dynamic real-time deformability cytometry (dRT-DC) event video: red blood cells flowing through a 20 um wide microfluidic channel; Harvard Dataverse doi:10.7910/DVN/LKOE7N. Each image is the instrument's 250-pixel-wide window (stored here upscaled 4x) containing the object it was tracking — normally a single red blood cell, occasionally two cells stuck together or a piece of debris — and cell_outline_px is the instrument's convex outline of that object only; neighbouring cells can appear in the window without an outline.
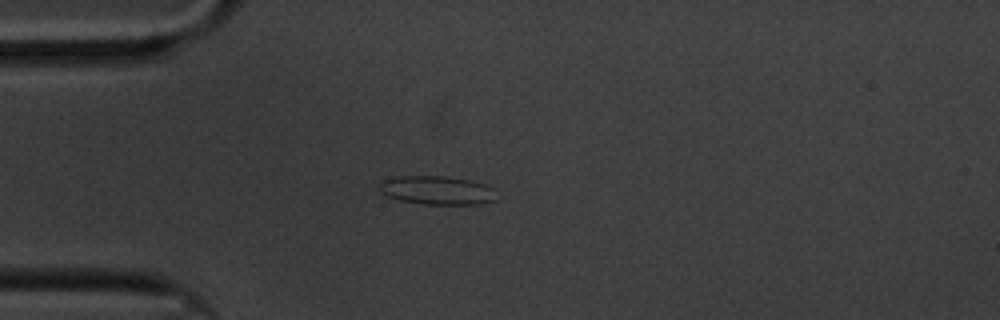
{"species": "common noctule bat (a hibernating species)", "species_latin": "Nyctalus noctula", "temperature_condition": "cold", "stored_images_in_passage": 45, "camera_frame_rate_fps": 3000, "um_per_image_px": 0.085, "animal": {"sex": "male", "body_mass_g": 20.1, "forearm_length_mm": 53.5}, "frame": {"image": 1, "passage_image": 1, "time_ms": 0.0, "image_size_px": [1000, 320], "cell_outline_px": [[496, 200], [480, 204], [424, 204], [400, 200], [388, 196], [380, 192], [380, 184], [384, 180], [396, 176], [448, 176], [468, 180], [484, 184], [492, 188]], "centroid_in_image_um": [37.14, 16.17], "position_along_channel_um": 47.9, "area_um2": 19.36}}
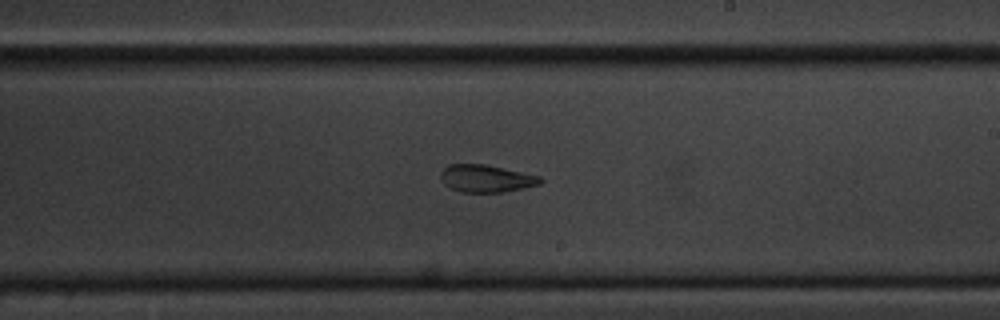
{"frame": {"image": 2, "passage_image": 20, "time_ms": 6.333, "image_size_px": [1000, 320], "cell_outline_px": [[544, 180], [540, 184], [524, 188], [500, 192], [460, 192], [444, 184], [440, 176], [440, 172], [448, 164], [484, 164], [540, 176]], "centroid_in_image_um": [41.31, 15.17], "position_along_channel_um": 247.7, "area_um2": 15.84}}
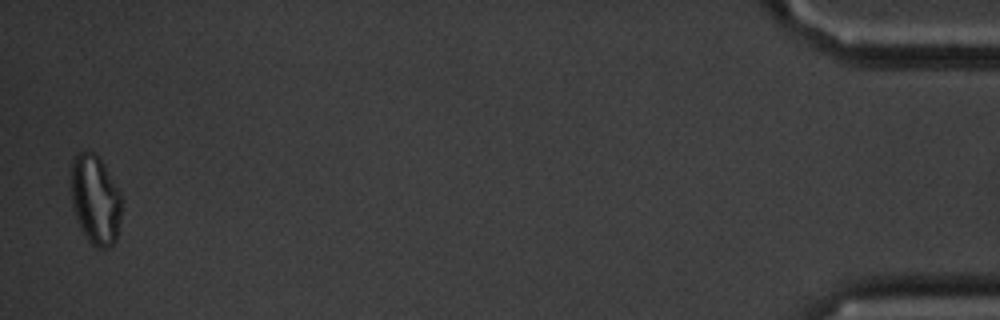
{"frame": {"image": 3, "passage_image": 44, "time_ms": 14.333, "image_size_px": [1000, 320], "cell_outline_px": [[120, 220], [116, 240], [108, 248], [96, 248], [88, 240], [80, 228], [72, 204], [68, 188], [72, 156], [80, 152], [92, 152], [100, 156], [120, 192]], "centroid_in_image_um": [8.05, 16.93], "position_along_channel_um": 427.1, "area_um2": 26.93}, "authors_computed_cell_mechanics": {"area_um2": 16.9354, "velocity_mm_per_s": 3.3572, "shape_relaxation_time_tau1_ms": null, "shape_relaxation_time_tau2_ms": 3.0376, "deformation_change_tau1": null, "deformation_change_tau2": 0.0992}}